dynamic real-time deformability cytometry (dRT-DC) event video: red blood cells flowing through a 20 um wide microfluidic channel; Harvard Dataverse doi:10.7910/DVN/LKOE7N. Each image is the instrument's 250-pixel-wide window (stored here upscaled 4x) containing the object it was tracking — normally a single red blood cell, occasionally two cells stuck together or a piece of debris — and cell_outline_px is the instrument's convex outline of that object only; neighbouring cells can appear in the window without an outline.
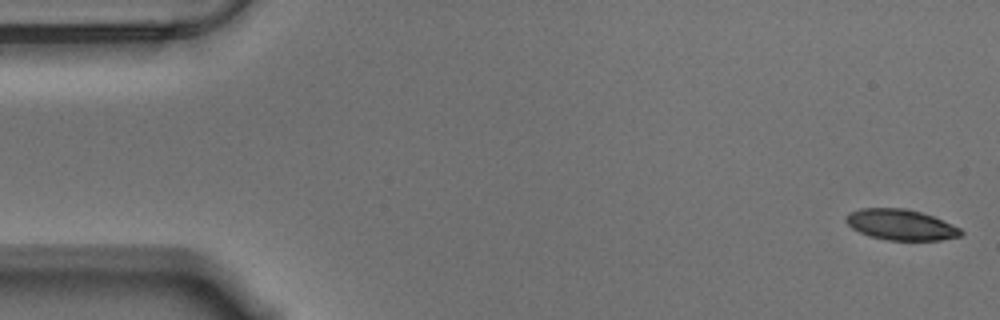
{"species": "Egyptian fruit bat (a non-hibernating species)", "species_latin": "Rousettus aegyptiacus", "temperature_condition": "warm", "stored_images_in_passage": 56, "camera_frame_rate_fps": 3000, "um_per_image_px": 0.085, "animal": {"sex": "male"}, "frame": {"image": 1, "passage_image": 1, "time_ms": 0.0, "image_size_px": [1000, 320], "cell_outline_px": [[964, 232], [960, 236], [940, 240], [884, 240], [868, 236], [852, 228], [844, 220], [844, 216], [848, 212], [860, 208], [904, 208], [920, 212], [932, 216], [952, 224], [960, 228]], "centroid_in_image_um": [76.52, 19.1], "position_along_channel_um": 8.5, "area_um2": 20.69}}
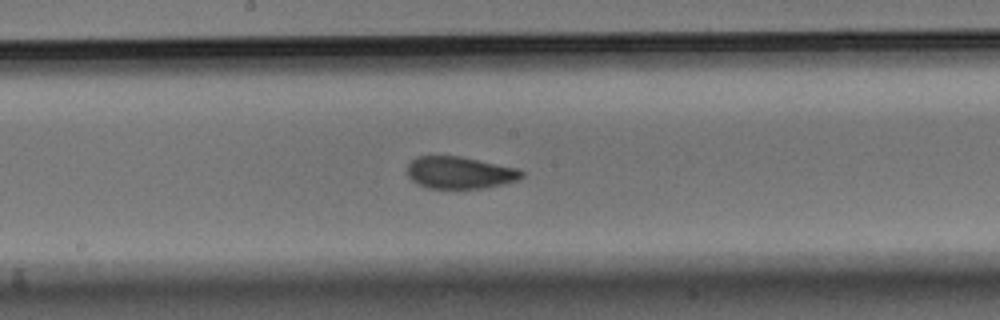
{"frame": {"image": 2, "passage_image": 29, "time_ms": 9.333, "image_size_px": [1000, 320], "cell_outline_px": [[524, 176], [516, 180], [504, 184], [480, 188], [428, 188], [416, 184], [408, 176], [408, 164], [416, 156], [460, 156], [520, 168], [524, 172]], "centroid_in_image_um": [39.1, 14.67], "position_along_channel_um": 209.1, "area_um2": 21.5}}
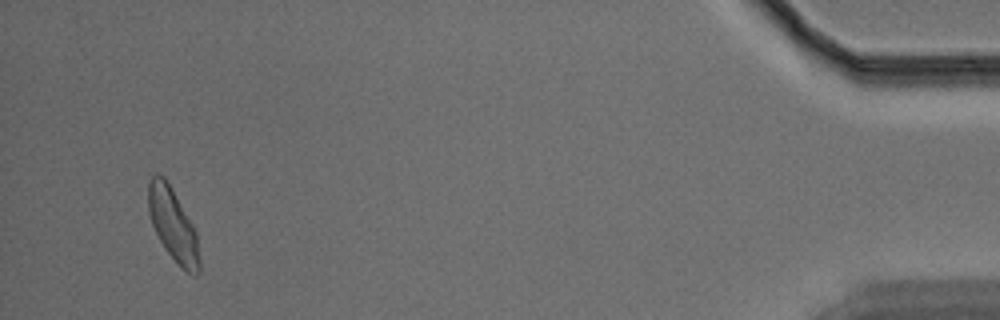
{"frame": {"image": 3, "passage_image": 54, "time_ms": 17.667, "image_size_px": [1000, 320], "cell_outline_px": [[200, 272], [196, 276], [180, 268], [168, 252], [160, 240], [152, 224], [148, 212], [148, 184], [152, 176], [164, 176], [172, 188], [192, 224], [196, 232], [200, 260]], "centroid_in_image_um": [14.72, 19.14], "position_along_channel_um": 420.5, "area_um2": 21.39}, "authors_computed_cell_mechanics": {"area_um2": 21.6461, "velocity_mm_per_s": 3.5087, "shape_relaxation_time_tau1_ms": 4.2261, "shape_relaxation_time_tau2_ms": 1.561, "deformation_change_tau1": 0.1271, "deformation_change_tau2": 0.0675}}